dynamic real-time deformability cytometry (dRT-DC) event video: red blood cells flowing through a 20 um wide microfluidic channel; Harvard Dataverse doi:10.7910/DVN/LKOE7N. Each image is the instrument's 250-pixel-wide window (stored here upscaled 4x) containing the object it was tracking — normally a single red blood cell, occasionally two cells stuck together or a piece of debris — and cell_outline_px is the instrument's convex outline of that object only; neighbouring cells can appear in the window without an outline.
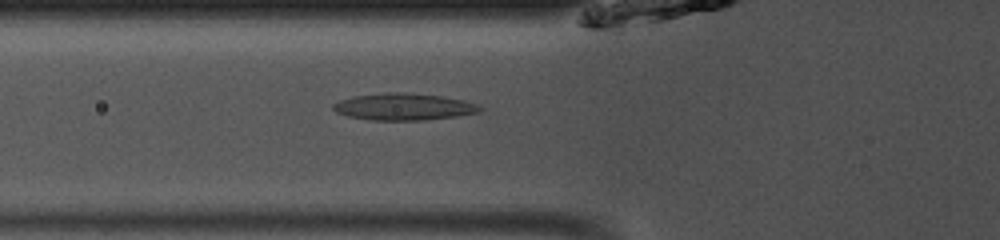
{"species": "common noctule bat (a hibernating species)", "species_latin": "Nyctalus noctula", "temperature_condition": "room temperature", "stored_images_in_passage": 46, "camera_frame_rate_fps": 3000, "um_per_image_px": 0.085, "animal": {"sex": "male", "body_mass_g": 13.0, "forearm_length_mm": 53.1}, "frame": {"image": 1, "passage_image": 15, "time_ms": 4.667, "image_size_px": [1000, 240], "cell_outline_px": [[484, 108], [480, 112], [456, 116], [420, 120], [368, 120], [348, 116], [336, 112], [332, 108], [332, 104], [340, 100], [352, 96], [388, 92], [404, 92], [440, 96], [464, 100], [476, 104]], "centroid_in_image_um": [34.29, 9.07], "position_along_channel_um": 91.5, "area_um2": 22.95}}
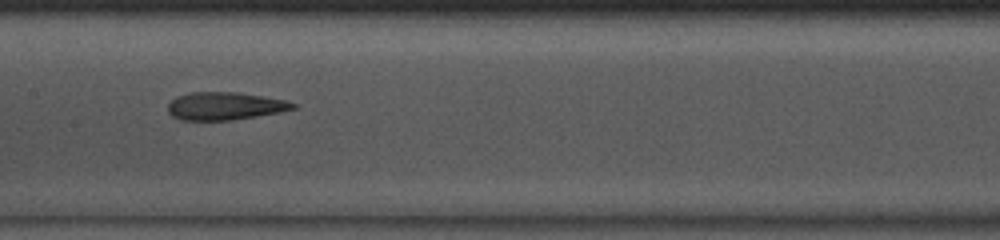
{"frame": {"image": 2, "passage_image": 22, "time_ms": 7.0, "image_size_px": [1000, 240], "cell_outline_px": [[300, 104], [296, 108], [280, 112], [232, 120], [180, 120], [172, 116], [168, 112], [168, 104], [176, 96], [192, 92], [236, 92], [264, 96], [288, 100]], "centroid_in_image_um": [19.15, 9.01], "position_along_channel_um": 188.2, "area_um2": 20.46}}
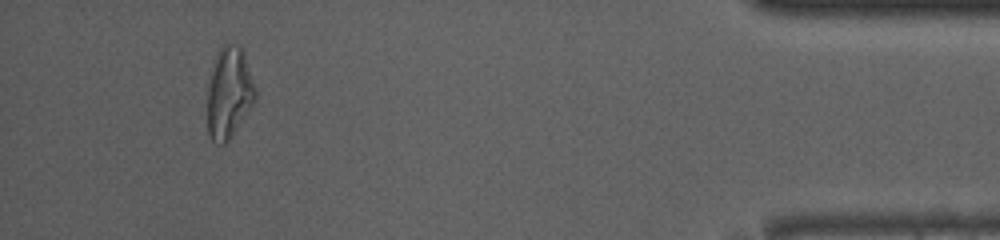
{"frame": {"image": 3, "passage_image": 43, "time_ms": 14.0, "image_size_px": [1000, 240], "cell_outline_px": [[256, 100], [232, 136], [224, 144], [220, 144], [212, 140], [208, 136], [208, 88], [216, 52], [224, 44], [240, 44], [244, 48], [256, 88]], "centroid_in_image_um": [19.5, 7.85], "position_along_channel_um": 415.7, "area_um2": 25.78}, "authors_computed_cell_mechanics": {"area_um2": 22.5998, "velocity_mm_per_s": 4.0888, "shape_relaxation_time_tau1_ms": null, "shape_relaxation_time_tau2_ms": 2.2762, "deformation_change_tau1": null, "deformation_change_tau2": 0.1146}}